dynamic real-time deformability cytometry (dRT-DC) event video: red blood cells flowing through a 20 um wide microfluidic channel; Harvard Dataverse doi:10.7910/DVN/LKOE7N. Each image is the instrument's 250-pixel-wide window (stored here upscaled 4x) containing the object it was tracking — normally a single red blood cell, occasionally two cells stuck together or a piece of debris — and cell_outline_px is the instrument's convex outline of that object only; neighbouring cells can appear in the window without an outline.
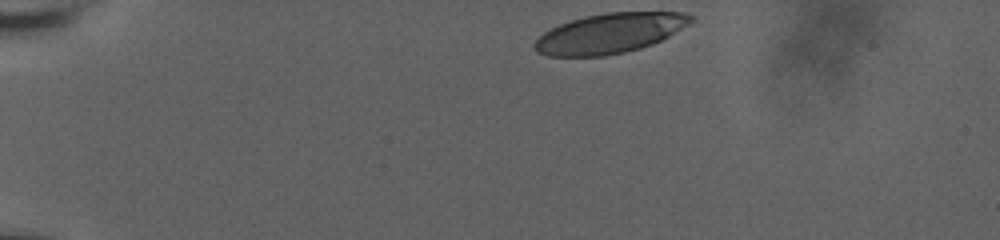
{"species": "human", "species_latin": "Homo sapiens", "temperature_condition": "room temperature", "stored_images_in_passage": 23, "camera_frame_rate_fps": 3000, "um_per_image_px": 0.085, "donor": {"sex": "male"}, "frame": {"image": 1, "passage_image": 1, "time_ms": 0.0, "image_size_px": [1000, 240], "cell_outline_px": [[696, 20], [668, 36], [652, 44], [640, 48], [624, 52], [604, 56], [548, 56], [536, 52], [532, 48], [532, 44], [544, 32], [560, 24], [584, 16], [608, 12], [684, 12], [696, 16]], "centroid_in_image_um": [51.84, 2.82], "position_along_channel_um": 33.2, "area_um2": 36.41}}
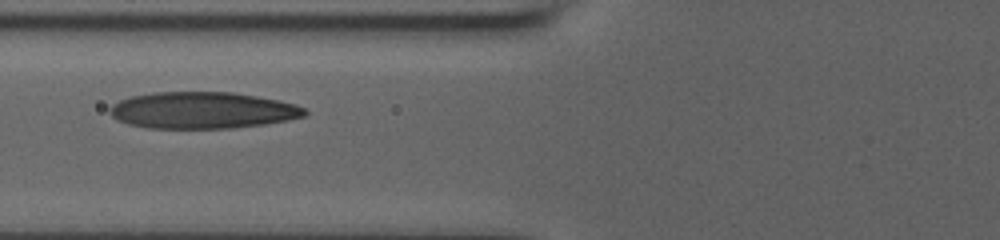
{"frame": {"image": 2, "passage_image": 14, "time_ms": 4.333, "image_size_px": [1000, 240], "cell_outline_px": [[308, 112], [304, 116], [288, 120], [264, 124], [232, 128], [148, 128], [128, 124], [116, 120], [108, 112], [108, 108], [112, 104], [120, 100], [132, 96], [152, 92], [232, 92], [256, 96], [296, 104], [304, 108]], "centroid_in_image_um": [17.17, 9.37], "position_along_channel_um": 108.6, "area_um2": 41.67}}
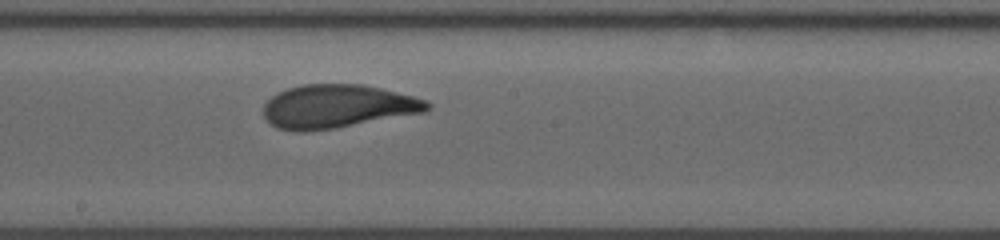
{"frame": {"image": 3, "passage_image": 23, "time_ms": 7.333, "image_size_px": [1000, 240], "cell_outline_px": [[432, 108], [424, 112], [336, 128], [304, 132], [296, 132], [276, 128], [264, 116], [264, 104], [276, 92], [288, 88], [304, 84], [360, 84], [380, 88], [428, 100], [432, 104]], "centroid_in_image_um": [28.68, 9.05], "position_along_channel_um": 219.5, "area_um2": 41.5}}